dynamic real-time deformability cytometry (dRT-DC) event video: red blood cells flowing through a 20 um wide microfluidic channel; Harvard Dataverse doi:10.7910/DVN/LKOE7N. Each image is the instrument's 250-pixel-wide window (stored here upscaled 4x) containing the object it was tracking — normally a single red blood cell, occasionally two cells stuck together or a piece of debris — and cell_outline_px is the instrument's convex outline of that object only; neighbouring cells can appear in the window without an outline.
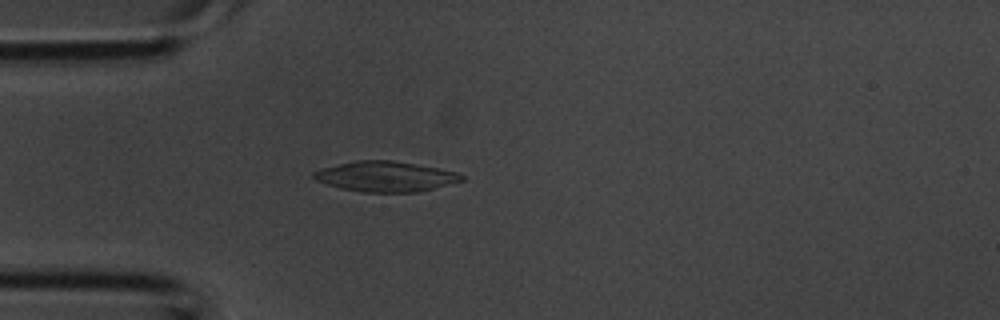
{"species": "common noctule bat (a hibernating species)", "species_latin": "Nyctalus noctula", "temperature_condition": "room temperature", "stored_images_in_passage": 36, "camera_frame_rate_fps": 3000, "um_per_image_px": 0.085, "animal": {"sex": "male", "body_mass_g": 20.1, "forearm_length_mm": 53.5}, "frame": {"image": 1, "passage_image": 9, "time_ms": 2.667, "image_size_px": [1000, 320], "cell_outline_px": [[464, 180], [420, 192], [364, 192], [340, 188], [316, 180], [312, 176], [312, 172], [324, 168], [356, 160], [392, 160], [416, 164], [456, 172], [464, 176]], "centroid_in_image_um": [32.78, 15.0], "position_along_channel_um": 52.2, "area_um2": 25.84}}
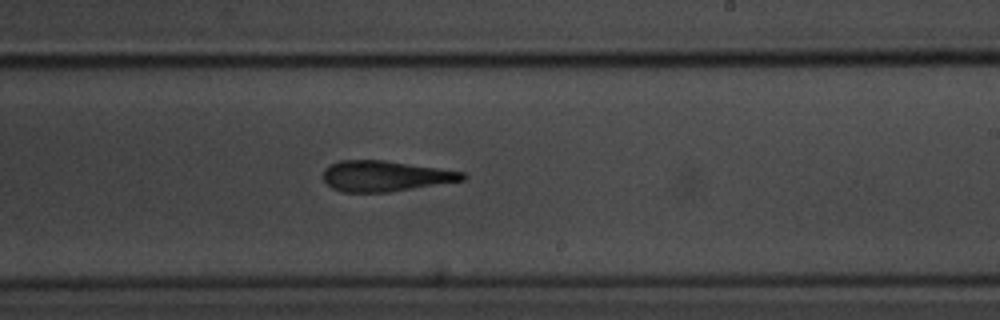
{"frame": {"image": 2, "passage_image": 21, "time_ms": 6.667, "image_size_px": [1000, 320], "cell_outline_px": [[468, 176], [464, 180], [388, 192], [344, 192], [332, 188], [324, 180], [324, 168], [340, 160], [384, 160], [464, 172]], "centroid_in_image_um": [32.74, 14.96], "position_along_channel_um": 256.3, "area_um2": 24.62}}
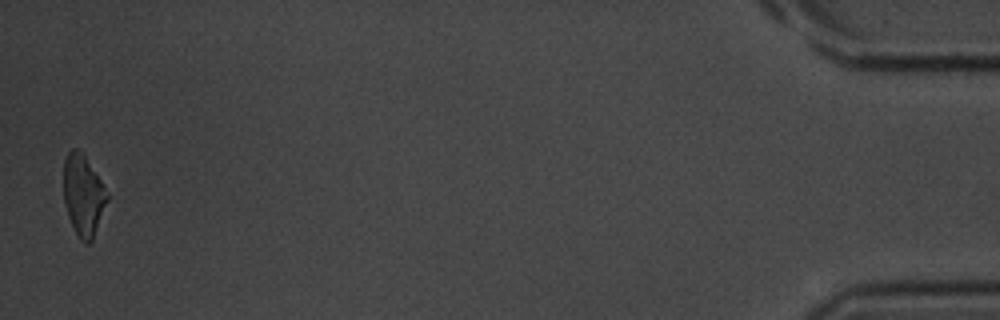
{"frame": {"image": 3, "passage_image": 36, "time_ms": 11.667, "image_size_px": [1000, 320], "cell_outline_px": [[108, 200], [92, 240], [88, 244], [84, 244], [80, 240], [68, 216], [64, 200], [64, 160], [68, 152], [72, 148], [80, 148], [96, 172], [108, 192]], "centroid_in_image_um": [7.08, 16.56], "position_along_channel_um": 428.1, "area_um2": 20.58}}